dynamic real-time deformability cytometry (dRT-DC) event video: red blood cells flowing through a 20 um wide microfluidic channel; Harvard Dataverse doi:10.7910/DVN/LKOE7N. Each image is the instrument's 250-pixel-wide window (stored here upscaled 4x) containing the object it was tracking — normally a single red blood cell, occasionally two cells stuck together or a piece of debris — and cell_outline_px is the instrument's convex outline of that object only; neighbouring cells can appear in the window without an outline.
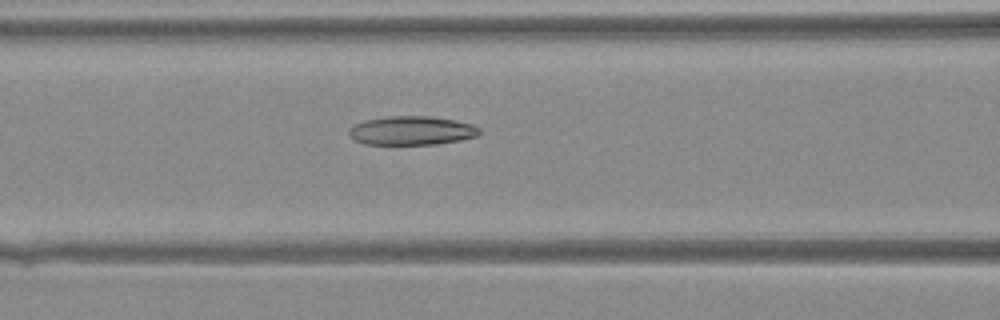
{"species": "Egyptian fruit bat (a non-hibernating species)", "species_latin": "Rousettus aegyptiacus", "temperature_condition": "warm", "stored_images_in_passage": 34, "camera_frame_rate_fps": 3000, "um_per_image_px": 0.085, "animal": {"sex": "female"}, "frame": {"image": 1, "passage_image": 11, "time_ms": 3.333, "image_size_px": [1000, 320], "cell_outline_px": [[480, 132], [476, 136], [460, 140], [436, 144], [364, 144], [356, 140], [348, 132], [348, 128], [364, 120], [384, 116], [428, 116], [452, 120], [472, 124], [480, 128]], "centroid_in_image_um": [34.97, 11.09], "position_along_channel_um": 131.6, "area_um2": 21.79}}
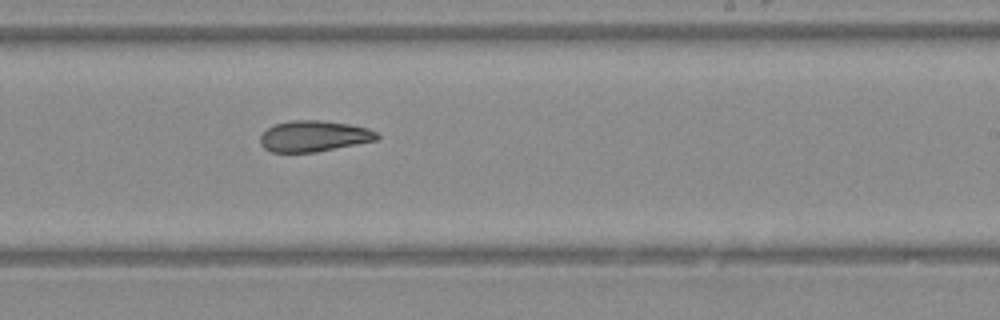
{"frame": {"image": 2, "passage_image": 19, "time_ms": 6.0, "image_size_px": [1000, 320], "cell_outline_px": [[380, 136], [376, 140], [316, 152], [272, 152], [264, 148], [260, 144], [260, 136], [268, 128], [276, 124], [292, 120], [320, 120], [352, 124], [368, 128], [376, 132]], "centroid_in_image_um": [26.68, 11.57], "position_along_channel_um": 262.3, "area_um2": 21.04}}
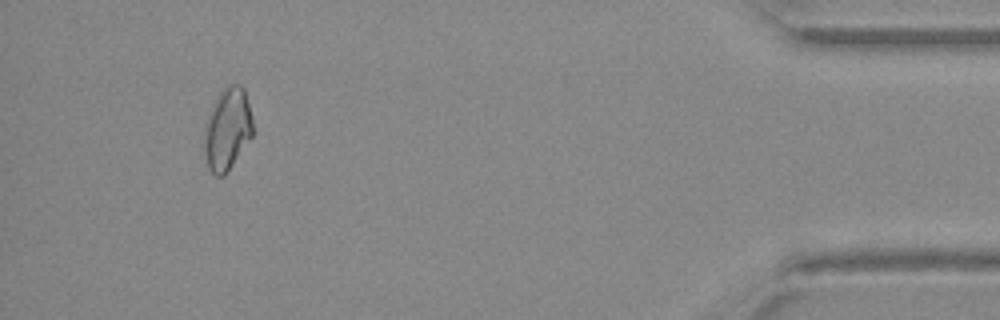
{"frame": {"image": 3, "passage_image": 32, "time_ms": 10.333, "image_size_px": [1000, 320], "cell_outline_px": [[252, 136], [224, 176], [216, 176], [208, 168], [204, 148], [208, 120], [212, 104], [216, 96], [228, 84], [240, 84], [244, 88], [252, 116]], "centroid_in_image_um": [19.35, 10.95], "position_along_channel_um": 415.9, "area_um2": 22.77}}